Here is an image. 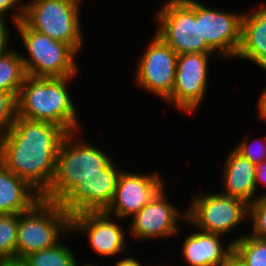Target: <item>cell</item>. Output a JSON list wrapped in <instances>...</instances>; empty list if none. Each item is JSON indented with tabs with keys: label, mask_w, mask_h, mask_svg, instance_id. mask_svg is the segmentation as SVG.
Returning a JSON list of instances; mask_svg holds the SVG:
<instances>
[{
	"label": "cell",
	"mask_w": 266,
	"mask_h": 266,
	"mask_svg": "<svg viewBox=\"0 0 266 266\" xmlns=\"http://www.w3.org/2000/svg\"><path fill=\"white\" fill-rule=\"evenodd\" d=\"M68 134L50 122L17 116L0 138V162L42 195L52 181L61 144Z\"/></svg>",
	"instance_id": "1"
},
{
	"label": "cell",
	"mask_w": 266,
	"mask_h": 266,
	"mask_svg": "<svg viewBox=\"0 0 266 266\" xmlns=\"http://www.w3.org/2000/svg\"><path fill=\"white\" fill-rule=\"evenodd\" d=\"M73 78L75 76L45 78L26 75L17 96L18 116L50 122L69 133L79 132L77 106L68 90Z\"/></svg>",
	"instance_id": "2"
},
{
	"label": "cell",
	"mask_w": 266,
	"mask_h": 266,
	"mask_svg": "<svg viewBox=\"0 0 266 266\" xmlns=\"http://www.w3.org/2000/svg\"><path fill=\"white\" fill-rule=\"evenodd\" d=\"M78 133L81 132L69 133L62 142L54 176L48 189L41 195L42 200L59 204L79 181L98 177L113 161L111 154L88 141H81Z\"/></svg>",
	"instance_id": "3"
},
{
	"label": "cell",
	"mask_w": 266,
	"mask_h": 266,
	"mask_svg": "<svg viewBox=\"0 0 266 266\" xmlns=\"http://www.w3.org/2000/svg\"><path fill=\"white\" fill-rule=\"evenodd\" d=\"M14 26L28 53L21 55L26 75L61 78L79 74L78 52L72 46L31 29L23 20Z\"/></svg>",
	"instance_id": "4"
},
{
	"label": "cell",
	"mask_w": 266,
	"mask_h": 266,
	"mask_svg": "<svg viewBox=\"0 0 266 266\" xmlns=\"http://www.w3.org/2000/svg\"><path fill=\"white\" fill-rule=\"evenodd\" d=\"M71 231V216L60 204L40 200L32 209L18 214L16 257L54 247Z\"/></svg>",
	"instance_id": "5"
},
{
	"label": "cell",
	"mask_w": 266,
	"mask_h": 266,
	"mask_svg": "<svg viewBox=\"0 0 266 266\" xmlns=\"http://www.w3.org/2000/svg\"><path fill=\"white\" fill-rule=\"evenodd\" d=\"M23 21L33 30L83 49L80 2L76 0H31L24 4Z\"/></svg>",
	"instance_id": "6"
},
{
	"label": "cell",
	"mask_w": 266,
	"mask_h": 266,
	"mask_svg": "<svg viewBox=\"0 0 266 266\" xmlns=\"http://www.w3.org/2000/svg\"><path fill=\"white\" fill-rule=\"evenodd\" d=\"M155 33L178 55L216 53L200 37L199 20L195 19V0H167L155 14Z\"/></svg>",
	"instance_id": "7"
},
{
	"label": "cell",
	"mask_w": 266,
	"mask_h": 266,
	"mask_svg": "<svg viewBox=\"0 0 266 266\" xmlns=\"http://www.w3.org/2000/svg\"><path fill=\"white\" fill-rule=\"evenodd\" d=\"M191 201L186 209L187 219L182 222L190 223L195 229L225 236L244 219H249V204L237 197L219 192L196 193Z\"/></svg>",
	"instance_id": "8"
},
{
	"label": "cell",
	"mask_w": 266,
	"mask_h": 266,
	"mask_svg": "<svg viewBox=\"0 0 266 266\" xmlns=\"http://www.w3.org/2000/svg\"><path fill=\"white\" fill-rule=\"evenodd\" d=\"M217 53L179 54L176 59L174 88L165 100L183 114L196 112L208 89L210 58Z\"/></svg>",
	"instance_id": "9"
},
{
	"label": "cell",
	"mask_w": 266,
	"mask_h": 266,
	"mask_svg": "<svg viewBox=\"0 0 266 266\" xmlns=\"http://www.w3.org/2000/svg\"><path fill=\"white\" fill-rule=\"evenodd\" d=\"M143 51L135 68V84L165 101L174 88L178 54L156 33Z\"/></svg>",
	"instance_id": "10"
},
{
	"label": "cell",
	"mask_w": 266,
	"mask_h": 266,
	"mask_svg": "<svg viewBox=\"0 0 266 266\" xmlns=\"http://www.w3.org/2000/svg\"><path fill=\"white\" fill-rule=\"evenodd\" d=\"M209 7L195 0V19L199 20L200 37L222 59L235 58L241 42L243 13Z\"/></svg>",
	"instance_id": "11"
},
{
	"label": "cell",
	"mask_w": 266,
	"mask_h": 266,
	"mask_svg": "<svg viewBox=\"0 0 266 266\" xmlns=\"http://www.w3.org/2000/svg\"><path fill=\"white\" fill-rule=\"evenodd\" d=\"M164 186L134 217L130 218V237L140 240L173 238L179 232L178 222L186 220L185 213L167 198ZM166 193V194H165Z\"/></svg>",
	"instance_id": "12"
},
{
	"label": "cell",
	"mask_w": 266,
	"mask_h": 266,
	"mask_svg": "<svg viewBox=\"0 0 266 266\" xmlns=\"http://www.w3.org/2000/svg\"><path fill=\"white\" fill-rule=\"evenodd\" d=\"M160 175L156 171L141 174L123 170L112 203L104 212L119 220L134 217L166 186V181Z\"/></svg>",
	"instance_id": "13"
},
{
	"label": "cell",
	"mask_w": 266,
	"mask_h": 266,
	"mask_svg": "<svg viewBox=\"0 0 266 266\" xmlns=\"http://www.w3.org/2000/svg\"><path fill=\"white\" fill-rule=\"evenodd\" d=\"M112 161L98 177L84 178L59 203L71 216L82 212H103L112 203L123 171Z\"/></svg>",
	"instance_id": "14"
},
{
	"label": "cell",
	"mask_w": 266,
	"mask_h": 266,
	"mask_svg": "<svg viewBox=\"0 0 266 266\" xmlns=\"http://www.w3.org/2000/svg\"><path fill=\"white\" fill-rule=\"evenodd\" d=\"M112 217V218H111ZM113 216L103 212H82L71 215V231L85 233L89 239L91 249L103 257L127 255L126 235L122 226L113 221ZM125 251V252H124Z\"/></svg>",
	"instance_id": "15"
},
{
	"label": "cell",
	"mask_w": 266,
	"mask_h": 266,
	"mask_svg": "<svg viewBox=\"0 0 266 266\" xmlns=\"http://www.w3.org/2000/svg\"><path fill=\"white\" fill-rule=\"evenodd\" d=\"M253 10L243 12L241 42L235 59L251 61L266 72V4L262 2Z\"/></svg>",
	"instance_id": "16"
},
{
	"label": "cell",
	"mask_w": 266,
	"mask_h": 266,
	"mask_svg": "<svg viewBox=\"0 0 266 266\" xmlns=\"http://www.w3.org/2000/svg\"><path fill=\"white\" fill-rule=\"evenodd\" d=\"M196 230L183 239L181 250L184 261L189 266H222L233 250V243L230 241L226 245L221 243L224 236Z\"/></svg>",
	"instance_id": "17"
},
{
	"label": "cell",
	"mask_w": 266,
	"mask_h": 266,
	"mask_svg": "<svg viewBox=\"0 0 266 266\" xmlns=\"http://www.w3.org/2000/svg\"><path fill=\"white\" fill-rule=\"evenodd\" d=\"M222 169V191L225 196L237 197L248 204L258 199L256 195V165L232 149L225 157Z\"/></svg>",
	"instance_id": "18"
},
{
	"label": "cell",
	"mask_w": 266,
	"mask_h": 266,
	"mask_svg": "<svg viewBox=\"0 0 266 266\" xmlns=\"http://www.w3.org/2000/svg\"><path fill=\"white\" fill-rule=\"evenodd\" d=\"M41 194L0 162V214H21L32 209Z\"/></svg>",
	"instance_id": "19"
},
{
	"label": "cell",
	"mask_w": 266,
	"mask_h": 266,
	"mask_svg": "<svg viewBox=\"0 0 266 266\" xmlns=\"http://www.w3.org/2000/svg\"><path fill=\"white\" fill-rule=\"evenodd\" d=\"M11 48L0 55V91L11 92L18 96L26 72L20 52Z\"/></svg>",
	"instance_id": "20"
},
{
	"label": "cell",
	"mask_w": 266,
	"mask_h": 266,
	"mask_svg": "<svg viewBox=\"0 0 266 266\" xmlns=\"http://www.w3.org/2000/svg\"><path fill=\"white\" fill-rule=\"evenodd\" d=\"M23 259L27 266H79L74 251L62 240L50 249L31 253Z\"/></svg>",
	"instance_id": "21"
},
{
	"label": "cell",
	"mask_w": 266,
	"mask_h": 266,
	"mask_svg": "<svg viewBox=\"0 0 266 266\" xmlns=\"http://www.w3.org/2000/svg\"><path fill=\"white\" fill-rule=\"evenodd\" d=\"M233 249L245 260L248 266H266V239L249 234L236 236Z\"/></svg>",
	"instance_id": "22"
},
{
	"label": "cell",
	"mask_w": 266,
	"mask_h": 266,
	"mask_svg": "<svg viewBox=\"0 0 266 266\" xmlns=\"http://www.w3.org/2000/svg\"><path fill=\"white\" fill-rule=\"evenodd\" d=\"M18 214H0V258L16 257Z\"/></svg>",
	"instance_id": "23"
},
{
	"label": "cell",
	"mask_w": 266,
	"mask_h": 266,
	"mask_svg": "<svg viewBox=\"0 0 266 266\" xmlns=\"http://www.w3.org/2000/svg\"><path fill=\"white\" fill-rule=\"evenodd\" d=\"M17 116V96L0 91V138L10 129Z\"/></svg>",
	"instance_id": "24"
},
{
	"label": "cell",
	"mask_w": 266,
	"mask_h": 266,
	"mask_svg": "<svg viewBox=\"0 0 266 266\" xmlns=\"http://www.w3.org/2000/svg\"><path fill=\"white\" fill-rule=\"evenodd\" d=\"M249 218L252 221V235L259 239H266V196L256 199L249 204Z\"/></svg>",
	"instance_id": "25"
},
{
	"label": "cell",
	"mask_w": 266,
	"mask_h": 266,
	"mask_svg": "<svg viewBox=\"0 0 266 266\" xmlns=\"http://www.w3.org/2000/svg\"><path fill=\"white\" fill-rule=\"evenodd\" d=\"M261 140L262 139H258V142L255 140L253 142H249L248 138H244L233 149L242 157L248 159L252 164L257 166L261 162L266 161V137L264 136V144L261 143Z\"/></svg>",
	"instance_id": "26"
},
{
	"label": "cell",
	"mask_w": 266,
	"mask_h": 266,
	"mask_svg": "<svg viewBox=\"0 0 266 266\" xmlns=\"http://www.w3.org/2000/svg\"><path fill=\"white\" fill-rule=\"evenodd\" d=\"M24 2L22 0H0V16L6 17L10 16L9 13L12 10V23L13 25L18 24L20 21L24 19ZM18 5V7H17ZM17 9V10H16ZM9 11V12H8Z\"/></svg>",
	"instance_id": "27"
},
{
	"label": "cell",
	"mask_w": 266,
	"mask_h": 266,
	"mask_svg": "<svg viewBox=\"0 0 266 266\" xmlns=\"http://www.w3.org/2000/svg\"><path fill=\"white\" fill-rule=\"evenodd\" d=\"M6 17L0 16V55L9 50L10 45V30L7 28ZM8 48V49H7Z\"/></svg>",
	"instance_id": "28"
},
{
	"label": "cell",
	"mask_w": 266,
	"mask_h": 266,
	"mask_svg": "<svg viewBox=\"0 0 266 266\" xmlns=\"http://www.w3.org/2000/svg\"><path fill=\"white\" fill-rule=\"evenodd\" d=\"M260 184L266 186V161L261 162L256 166V177H255V185H256V195L258 194V189L260 188ZM262 194H258V198L266 196V189Z\"/></svg>",
	"instance_id": "29"
},
{
	"label": "cell",
	"mask_w": 266,
	"mask_h": 266,
	"mask_svg": "<svg viewBox=\"0 0 266 266\" xmlns=\"http://www.w3.org/2000/svg\"><path fill=\"white\" fill-rule=\"evenodd\" d=\"M222 266H248L245 260L233 249Z\"/></svg>",
	"instance_id": "30"
},
{
	"label": "cell",
	"mask_w": 266,
	"mask_h": 266,
	"mask_svg": "<svg viewBox=\"0 0 266 266\" xmlns=\"http://www.w3.org/2000/svg\"><path fill=\"white\" fill-rule=\"evenodd\" d=\"M257 102V116H259L260 119H263L266 122V87L261 91L260 97Z\"/></svg>",
	"instance_id": "31"
},
{
	"label": "cell",
	"mask_w": 266,
	"mask_h": 266,
	"mask_svg": "<svg viewBox=\"0 0 266 266\" xmlns=\"http://www.w3.org/2000/svg\"><path fill=\"white\" fill-rule=\"evenodd\" d=\"M128 255L121 258L114 266H144L136 257L129 253Z\"/></svg>",
	"instance_id": "32"
},
{
	"label": "cell",
	"mask_w": 266,
	"mask_h": 266,
	"mask_svg": "<svg viewBox=\"0 0 266 266\" xmlns=\"http://www.w3.org/2000/svg\"><path fill=\"white\" fill-rule=\"evenodd\" d=\"M0 266H27L23 258H1Z\"/></svg>",
	"instance_id": "33"
},
{
	"label": "cell",
	"mask_w": 266,
	"mask_h": 266,
	"mask_svg": "<svg viewBox=\"0 0 266 266\" xmlns=\"http://www.w3.org/2000/svg\"><path fill=\"white\" fill-rule=\"evenodd\" d=\"M81 266H99V265H96L93 262H87V263H85L84 265H81Z\"/></svg>",
	"instance_id": "34"
}]
</instances>
